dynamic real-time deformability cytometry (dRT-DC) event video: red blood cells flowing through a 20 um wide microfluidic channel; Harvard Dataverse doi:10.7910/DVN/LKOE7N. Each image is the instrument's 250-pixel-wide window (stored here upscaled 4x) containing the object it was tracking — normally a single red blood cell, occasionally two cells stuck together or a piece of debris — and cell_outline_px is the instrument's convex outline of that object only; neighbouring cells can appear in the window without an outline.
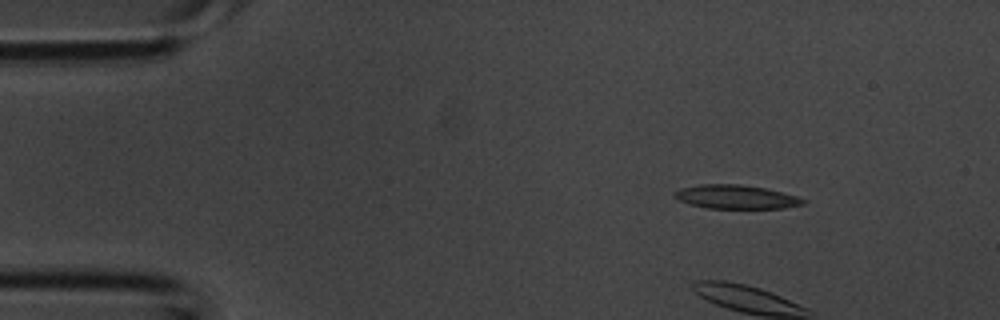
{"species": "common noctule bat (a hibernating species)", "species_latin": "Nyctalus noctula", "temperature_condition": "room temperature", "stored_images_in_passage": 3, "camera_frame_rate_fps": 3000, "um_per_image_px": 0.085, "animal": {"sex": "male", "body_mass_g": 20.1, "forearm_length_mm": 53.5}, "frame": {"image": 1, "passage_image": 1, "time_ms": 0.0, "image_size_px": [1000, 320], "cell_outline_px": [[808, 200], [804, 204], [784, 208], [708, 208], [692, 204], [680, 200], [672, 196], [672, 192], [680, 188], [700, 184], [740, 184], [764, 188], [796, 196]], "centroid_in_image_um": [62.54, 16.73], "position_along_channel_um": 22.5, "area_um2": 17.74}}